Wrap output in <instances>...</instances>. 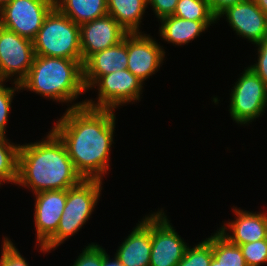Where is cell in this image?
Listing matches in <instances>:
<instances>
[{
    "label": "cell",
    "instance_id": "cell-1",
    "mask_svg": "<svg viewBox=\"0 0 267 266\" xmlns=\"http://www.w3.org/2000/svg\"><path fill=\"white\" fill-rule=\"evenodd\" d=\"M76 103L66 110L52 131L65 145L83 179L102 180L109 169L115 114L113 109H94Z\"/></svg>",
    "mask_w": 267,
    "mask_h": 266
},
{
    "label": "cell",
    "instance_id": "cell-2",
    "mask_svg": "<svg viewBox=\"0 0 267 266\" xmlns=\"http://www.w3.org/2000/svg\"><path fill=\"white\" fill-rule=\"evenodd\" d=\"M49 133L46 140L19 144L16 184L30 187L34 194L47 190H65L83 180L63 142L52 130Z\"/></svg>",
    "mask_w": 267,
    "mask_h": 266
},
{
    "label": "cell",
    "instance_id": "cell-3",
    "mask_svg": "<svg viewBox=\"0 0 267 266\" xmlns=\"http://www.w3.org/2000/svg\"><path fill=\"white\" fill-rule=\"evenodd\" d=\"M19 85L57 102H72L86 92L82 59L35 55L27 77Z\"/></svg>",
    "mask_w": 267,
    "mask_h": 266
},
{
    "label": "cell",
    "instance_id": "cell-4",
    "mask_svg": "<svg viewBox=\"0 0 267 266\" xmlns=\"http://www.w3.org/2000/svg\"><path fill=\"white\" fill-rule=\"evenodd\" d=\"M102 180L83 179L78 185L67 189L63 214L56 232L42 245L40 250L48 252L74 235L89 219L102 190Z\"/></svg>",
    "mask_w": 267,
    "mask_h": 266
},
{
    "label": "cell",
    "instance_id": "cell-5",
    "mask_svg": "<svg viewBox=\"0 0 267 266\" xmlns=\"http://www.w3.org/2000/svg\"><path fill=\"white\" fill-rule=\"evenodd\" d=\"M35 55L82 59L80 27L54 7L33 39Z\"/></svg>",
    "mask_w": 267,
    "mask_h": 266
},
{
    "label": "cell",
    "instance_id": "cell-6",
    "mask_svg": "<svg viewBox=\"0 0 267 266\" xmlns=\"http://www.w3.org/2000/svg\"><path fill=\"white\" fill-rule=\"evenodd\" d=\"M230 96V115L241 125L261 116L267 106L266 84L249 67L235 83Z\"/></svg>",
    "mask_w": 267,
    "mask_h": 266
},
{
    "label": "cell",
    "instance_id": "cell-7",
    "mask_svg": "<svg viewBox=\"0 0 267 266\" xmlns=\"http://www.w3.org/2000/svg\"><path fill=\"white\" fill-rule=\"evenodd\" d=\"M55 0H11L0 9V26L33 40Z\"/></svg>",
    "mask_w": 267,
    "mask_h": 266
},
{
    "label": "cell",
    "instance_id": "cell-8",
    "mask_svg": "<svg viewBox=\"0 0 267 266\" xmlns=\"http://www.w3.org/2000/svg\"><path fill=\"white\" fill-rule=\"evenodd\" d=\"M98 87V102L89 99L85 106L94 109H115L121 104L139 101L143 82L128 69L101 76L94 84Z\"/></svg>",
    "mask_w": 267,
    "mask_h": 266
},
{
    "label": "cell",
    "instance_id": "cell-9",
    "mask_svg": "<svg viewBox=\"0 0 267 266\" xmlns=\"http://www.w3.org/2000/svg\"><path fill=\"white\" fill-rule=\"evenodd\" d=\"M34 57L33 40L0 26V81L17 75L14 84H20L27 77Z\"/></svg>",
    "mask_w": 267,
    "mask_h": 266
},
{
    "label": "cell",
    "instance_id": "cell-10",
    "mask_svg": "<svg viewBox=\"0 0 267 266\" xmlns=\"http://www.w3.org/2000/svg\"><path fill=\"white\" fill-rule=\"evenodd\" d=\"M151 241L149 266H177L188 247L162 210L151 214Z\"/></svg>",
    "mask_w": 267,
    "mask_h": 266
},
{
    "label": "cell",
    "instance_id": "cell-11",
    "mask_svg": "<svg viewBox=\"0 0 267 266\" xmlns=\"http://www.w3.org/2000/svg\"><path fill=\"white\" fill-rule=\"evenodd\" d=\"M79 27L83 63L91 55L118 44L128 33L109 14L84 23Z\"/></svg>",
    "mask_w": 267,
    "mask_h": 266
},
{
    "label": "cell",
    "instance_id": "cell-12",
    "mask_svg": "<svg viewBox=\"0 0 267 266\" xmlns=\"http://www.w3.org/2000/svg\"><path fill=\"white\" fill-rule=\"evenodd\" d=\"M164 56V49L149 35L128 33L127 69L142 82L155 74Z\"/></svg>",
    "mask_w": 267,
    "mask_h": 266
},
{
    "label": "cell",
    "instance_id": "cell-13",
    "mask_svg": "<svg viewBox=\"0 0 267 266\" xmlns=\"http://www.w3.org/2000/svg\"><path fill=\"white\" fill-rule=\"evenodd\" d=\"M224 15L237 35L247 38L252 44L267 38V16L254 0L229 6L219 14L217 20Z\"/></svg>",
    "mask_w": 267,
    "mask_h": 266
},
{
    "label": "cell",
    "instance_id": "cell-14",
    "mask_svg": "<svg viewBox=\"0 0 267 266\" xmlns=\"http://www.w3.org/2000/svg\"><path fill=\"white\" fill-rule=\"evenodd\" d=\"M35 195L36 239L42 246L58 228L66 204L67 189L41 191Z\"/></svg>",
    "mask_w": 267,
    "mask_h": 266
},
{
    "label": "cell",
    "instance_id": "cell-15",
    "mask_svg": "<svg viewBox=\"0 0 267 266\" xmlns=\"http://www.w3.org/2000/svg\"><path fill=\"white\" fill-rule=\"evenodd\" d=\"M128 33L118 44L91 55L83 63V79L86 90L103 75L127 69Z\"/></svg>",
    "mask_w": 267,
    "mask_h": 266
},
{
    "label": "cell",
    "instance_id": "cell-16",
    "mask_svg": "<svg viewBox=\"0 0 267 266\" xmlns=\"http://www.w3.org/2000/svg\"><path fill=\"white\" fill-rule=\"evenodd\" d=\"M139 223L114 255V259L121 266H149L150 264L151 215H147Z\"/></svg>",
    "mask_w": 267,
    "mask_h": 266
},
{
    "label": "cell",
    "instance_id": "cell-17",
    "mask_svg": "<svg viewBox=\"0 0 267 266\" xmlns=\"http://www.w3.org/2000/svg\"><path fill=\"white\" fill-rule=\"evenodd\" d=\"M233 211L237 215L236 220L225 224L232 231V235L226 233L227 226L225 225L219 229L222 236L229 242L235 245H243L267 239V214H257L238 209Z\"/></svg>",
    "mask_w": 267,
    "mask_h": 266
},
{
    "label": "cell",
    "instance_id": "cell-18",
    "mask_svg": "<svg viewBox=\"0 0 267 266\" xmlns=\"http://www.w3.org/2000/svg\"><path fill=\"white\" fill-rule=\"evenodd\" d=\"M160 35L163 40L175 45L187 44L204 32L215 21H194L178 18L174 15L160 21Z\"/></svg>",
    "mask_w": 267,
    "mask_h": 266
},
{
    "label": "cell",
    "instance_id": "cell-19",
    "mask_svg": "<svg viewBox=\"0 0 267 266\" xmlns=\"http://www.w3.org/2000/svg\"><path fill=\"white\" fill-rule=\"evenodd\" d=\"M55 7L79 26L108 14L107 0H55Z\"/></svg>",
    "mask_w": 267,
    "mask_h": 266
},
{
    "label": "cell",
    "instance_id": "cell-20",
    "mask_svg": "<svg viewBox=\"0 0 267 266\" xmlns=\"http://www.w3.org/2000/svg\"><path fill=\"white\" fill-rule=\"evenodd\" d=\"M147 0H107L108 14L128 33L139 32Z\"/></svg>",
    "mask_w": 267,
    "mask_h": 266
},
{
    "label": "cell",
    "instance_id": "cell-21",
    "mask_svg": "<svg viewBox=\"0 0 267 266\" xmlns=\"http://www.w3.org/2000/svg\"><path fill=\"white\" fill-rule=\"evenodd\" d=\"M212 253L221 266H247L239 245L229 242L219 231L212 236Z\"/></svg>",
    "mask_w": 267,
    "mask_h": 266
},
{
    "label": "cell",
    "instance_id": "cell-22",
    "mask_svg": "<svg viewBox=\"0 0 267 266\" xmlns=\"http://www.w3.org/2000/svg\"><path fill=\"white\" fill-rule=\"evenodd\" d=\"M7 141L5 136L0 135V178L16 184L19 145Z\"/></svg>",
    "mask_w": 267,
    "mask_h": 266
},
{
    "label": "cell",
    "instance_id": "cell-23",
    "mask_svg": "<svg viewBox=\"0 0 267 266\" xmlns=\"http://www.w3.org/2000/svg\"><path fill=\"white\" fill-rule=\"evenodd\" d=\"M173 15L194 21H217L207 0H179Z\"/></svg>",
    "mask_w": 267,
    "mask_h": 266
},
{
    "label": "cell",
    "instance_id": "cell-24",
    "mask_svg": "<svg viewBox=\"0 0 267 266\" xmlns=\"http://www.w3.org/2000/svg\"><path fill=\"white\" fill-rule=\"evenodd\" d=\"M213 258L212 236L197 244L186 252L177 266H209Z\"/></svg>",
    "mask_w": 267,
    "mask_h": 266
},
{
    "label": "cell",
    "instance_id": "cell-25",
    "mask_svg": "<svg viewBox=\"0 0 267 266\" xmlns=\"http://www.w3.org/2000/svg\"><path fill=\"white\" fill-rule=\"evenodd\" d=\"M247 266H260L267 263V239L239 245Z\"/></svg>",
    "mask_w": 267,
    "mask_h": 266
},
{
    "label": "cell",
    "instance_id": "cell-26",
    "mask_svg": "<svg viewBox=\"0 0 267 266\" xmlns=\"http://www.w3.org/2000/svg\"><path fill=\"white\" fill-rule=\"evenodd\" d=\"M107 257L108 254L100 245L91 243L84 248L73 266H102Z\"/></svg>",
    "mask_w": 267,
    "mask_h": 266
},
{
    "label": "cell",
    "instance_id": "cell-27",
    "mask_svg": "<svg viewBox=\"0 0 267 266\" xmlns=\"http://www.w3.org/2000/svg\"><path fill=\"white\" fill-rule=\"evenodd\" d=\"M0 81V135L5 136L6 124L8 121V114L11 109V102L14 96V92L20 89V85L15 83V87H6Z\"/></svg>",
    "mask_w": 267,
    "mask_h": 266
},
{
    "label": "cell",
    "instance_id": "cell-28",
    "mask_svg": "<svg viewBox=\"0 0 267 266\" xmlns=\"http://www.w3.org/2000/svg\"><path fill=\"white\" fill-rule=\"evenodd\" d=\"M0 266H28L26 260L8 237L3 240Z\"/></svg>",
    "mask_w": 267,
    "mask_h": 266
},
{
    "label": "cell",
    "instance_id": "cell-29",
    "mask_svg": "<svg viewBox=\"0 0 267 266\" xmlns=\"http://www.w3.org/2000/svg\"><path fill=\"white\" fill-rule=\"evenodd\" d=\"M256 46H258V60L249 68L267 84V38L257 43Z\"/></svg>",
    "mask_w": 267,
    "mask_h": 266
},
{
    "label": "cell",
    "instance_id": "cell-30",
    "mask_svg": "<svg viewBox=\"0 0 267 266\" xmlns=\"http://www.w3.org/2000/svg\"><path fill=\"white\" fill-rule=\"evenodd\" d=\"M179 0H147L158 19L172 16Z\"/></svg>",
    "mask_w": 267,
    "mask_h": 266
},
{
    "label": "cell",
    "instance_id": "cell-31",
    "mask_svg": "<svg viewBox=\"0 0 267 266\" xmlns=\"http://www.w3.org/2000/svg\"><path fill=\"white\" fill-rule=\"evenodd\" d=\"M212 13L218 17L229 6H233L245 0H207Z\"/></svg>",
    "mask_w": 267,
    "mask_h": 266
},
{
    "label": "cell",
    "instance_id": "cell-32",
    "mask_svg": "<svg viewBox=\"0 0 267 266\" xmlns=\"http://www.w3.org/2000/svg\"><path fill=\"white\" fill-rule=\"evenodd\" d=\"M258 7L266 14L267 16V0H254Z\"/></svg>",
    "mask_w": 267,
    "mask_h": 266
},
{
    "label": "cell",
    "instance_id": "cell-33",
    "mask_svg": "<svg viewBox=\"0 0 267 266\" xmlns=\"http://www.w3.org/2000/svg\"><path fill=\"white\" fill-rule=\"evenodd\" d=\"M102 266H121L115 259L111 261L110 256H108Z\"/></svg>",
    "mask_w": 267,
    "mask_h": 266
},
{
    "label": "cell",
    "instance_id": "cell-34",
    "mask_svg": "<svg viewBox=\"0 0 267 266\" xmlns=\"http://www.w3.org/2000/svg\"><path fill=\"white\" fill-rule=\"evenodd\" d=\"M209 266H221L214 258H212Z\"/></svg>",
    "mask_w": 267,
    "mask_h": 266
},
{
    "label": "cell",
    "instance_id": "cell-35",
    "mask_svg": "<svg viewBox=\"0 0 267 266\" xmlns=\"http://www.w3.org/2000/svg\"><path fill=\"white\" fill-rule=\"evenodd\" d=\"M10 1H11V0H0V9H1L4 5L8 4Z\"/></svg>",
    "mask_w": 267,
    "mask_h": 266
}]
</instances>
